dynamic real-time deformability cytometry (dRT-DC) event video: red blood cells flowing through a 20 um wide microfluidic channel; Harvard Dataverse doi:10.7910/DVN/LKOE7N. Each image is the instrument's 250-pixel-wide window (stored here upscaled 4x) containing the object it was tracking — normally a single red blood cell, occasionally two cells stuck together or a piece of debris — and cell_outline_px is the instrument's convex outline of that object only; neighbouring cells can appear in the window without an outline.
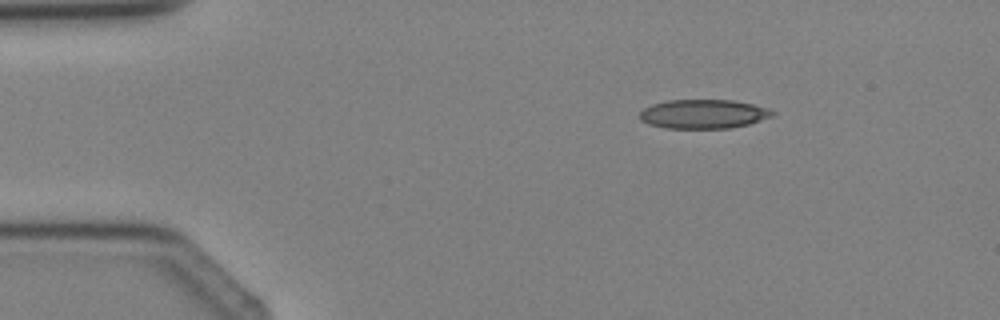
{"species": "Egyptian fruit bat (a non-hibernating species)", "species_latin": "Rousettus aegyptiacus", "temperature_condition": "cold", "stored_images_in_passage": 3, "camera_frame_rate_fps": 3000, "um_per_image_px": 0.085, "animal": {"sex": "female"}, "frame": {"image": 1, "passage_image": 2, "time_ms": 1.333, "image_size_px": [1000, 320], "cell_outline_px": [[776, 112], [772, 116], [748, 124], [728, 128], [664, 128], [648, 124], [640, 120], [640, 112], [644, 108], [652, 104], [668, 100], [732, 100], [752, 104], [768, 108]], "centroid_in_image_um": [59.77, 9.69], "position_along_channel_um": 25.2, "area_um2": 22.43}}